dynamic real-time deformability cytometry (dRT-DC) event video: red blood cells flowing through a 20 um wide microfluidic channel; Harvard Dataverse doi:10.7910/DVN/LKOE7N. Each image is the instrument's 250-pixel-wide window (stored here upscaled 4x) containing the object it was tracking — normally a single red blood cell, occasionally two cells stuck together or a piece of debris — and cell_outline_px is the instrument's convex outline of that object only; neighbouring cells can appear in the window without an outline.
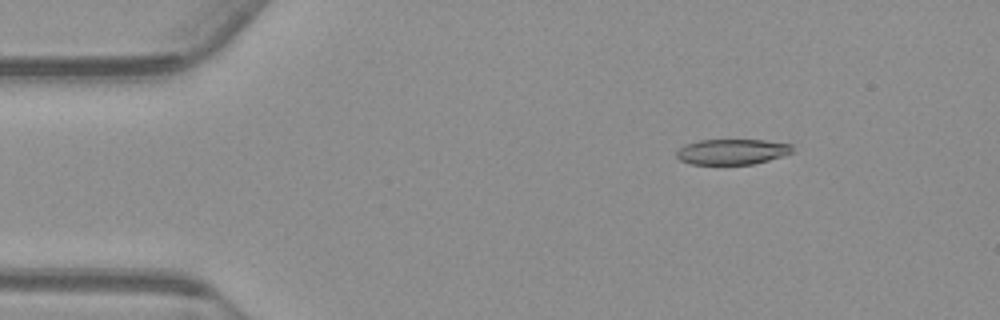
{"species": "common noctule bat (a hibernating species)", "species_latin": "Nyctalus noctula", "temperature_condition": "warm", "stored_images_in_passage": 51, "camera_frame_rate_fps": 3000, "um_per_image_px": 0.085, "animal": {"sex": "male", "body_mass_g": 23.1, "forearm_length_mm": 52.7}, "frame": {"image": 1, "passage_image": 4, "time_ms": 1.0, "image_size_px": [1000, 320], "cell_outline_px": [[792, 152], [768, 160], [752, 164], [692, 164], [680, 160], [676, 156], [676, 152], [684, 144], [700, 140], [764, 140], [792, 144]], "centroid_in_image_um": [62.2, 12.89], "position_along_channel_um": 22.8, "area_um2": 17.05}}
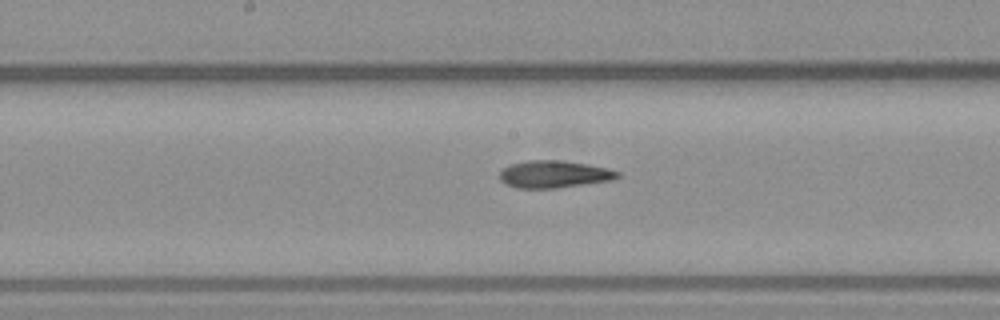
{"frame": {"image": 2, "passage_image": 24, "time_ms": 7.667, "image_size_px": [1000, 320], "cell_outline_px": [[620, 176], [612, 180], [556, 188], [516, 188], [500, 180], [500, 172], [504, 168], [512, 164], [528, 160], [560, 160], [588, 164], [608, 168], [620, 172]], "centroid_in_image_um": [47.12, 14.8], "position_along_channel_um": 201.1, "area_um2": 18.61}}
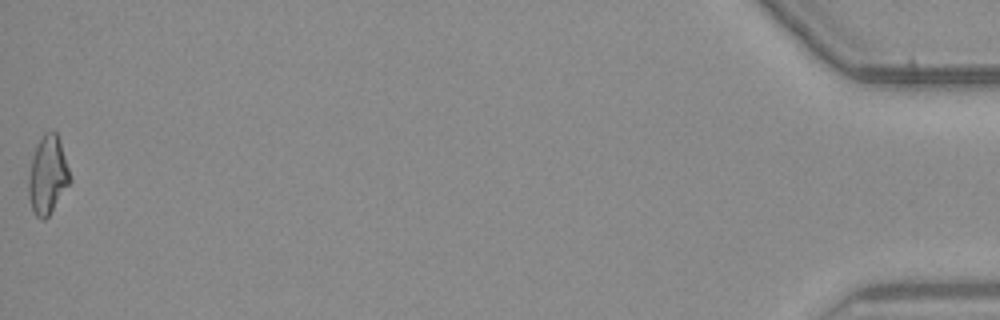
{"frame": {"image": 3, "passage_image": 51, "time_ms": 16.667, "image_size_px": [1000, 320], "cell_outline_px": [[72, 180], [48, 216], [44, 220], [40, 220], [32, 212], [28, 196], [28, 176], [32, 156], [36, 144], [44, 132], [56, 132]], "centroid_in_image_um": [4.02, 14.92], "position_along_channel_um": 431.2, "area_um2": 18.79}, "authors_computed_cell_mechanics": {"area_um2": 18.496, "velocity_mm_per_s": 3.7718, "shape_relaxation_time_tau1_ms": null, "shape_relaxation_time_tau2_ms": 4.9769, "deformation_change_tau1": null, "deformation_change_tau2": 0.1518}}